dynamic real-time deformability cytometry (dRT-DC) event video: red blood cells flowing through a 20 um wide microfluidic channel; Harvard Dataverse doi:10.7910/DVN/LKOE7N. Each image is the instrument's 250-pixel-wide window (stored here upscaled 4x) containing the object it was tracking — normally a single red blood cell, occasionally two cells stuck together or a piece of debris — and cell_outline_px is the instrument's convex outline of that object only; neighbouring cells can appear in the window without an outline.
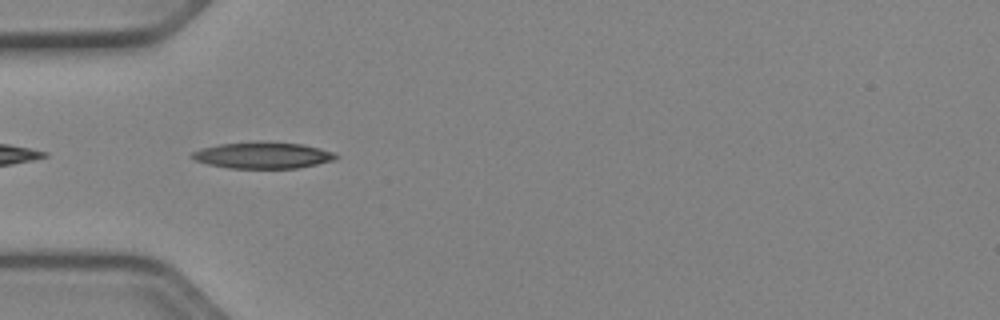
{"species": "Egyptian fruit bat (a non-hibernating species)", "species_latin": "Rousettus aegyptiacus", "temperature_condition": "cold", "stored_images_in_passage": 5, "camera_frame_rate_fps": 3000, "um_per_image_px": 0.085, "animal": {"sex": "female"}, "frame": {"image": 1, "passage_image": 2, "time_ms": 0.333, "image_size_px": [1000, 320], "cell_outline_px": [[340, 156], [336, 160], [300, 168], [228, 168], [208, 164], [196, 160], [188, 156], [192, 152], [200, 148], [220, 144], [260, 140], [300, 144], [320, 148], [332, 152]], "centroid_in_image_um": [22.34, 13.19], "position_along_channel_um": 62.7, "area_um2": 22.48}}
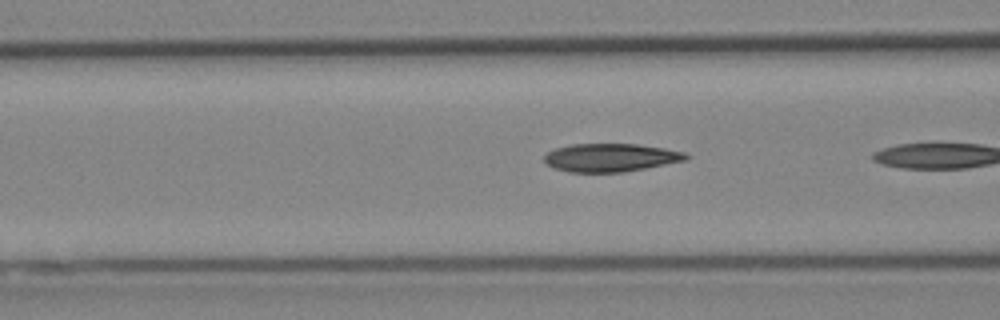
{"frame": {"image": 2, "passage_image": 4, "time_ms": 1.0, "image_size_px": [1000, 320], "cell_outline_px": [[692, 156], [688, 160], [624, 172], [568, 172], [544, 164], [544, 156], [548, 152], [556, 148], [572, 144], [636, 144], [664, 148], [684, 152]], "centroid_in_image_um": [51.92, 13.4], "position_along_channel_um": 114.7, "area_um2": 23.35}}